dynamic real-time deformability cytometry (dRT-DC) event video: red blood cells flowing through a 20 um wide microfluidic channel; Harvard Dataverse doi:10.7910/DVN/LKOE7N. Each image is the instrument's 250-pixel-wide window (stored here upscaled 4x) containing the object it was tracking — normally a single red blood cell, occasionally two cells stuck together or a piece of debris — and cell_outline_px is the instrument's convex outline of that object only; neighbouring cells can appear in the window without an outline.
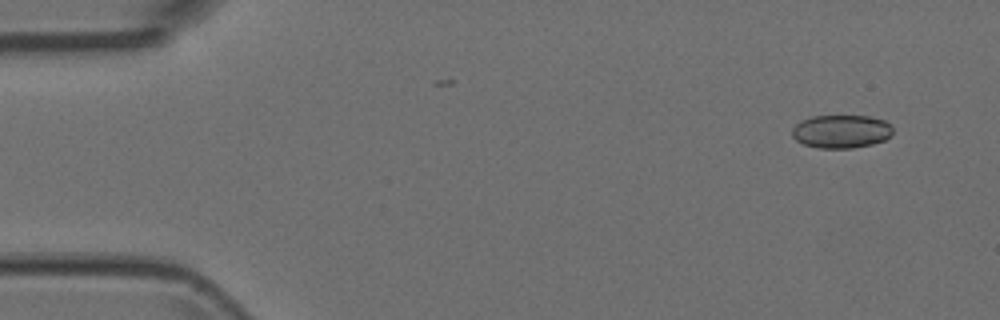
{"species": "Egyptian fruit bat (a non-hibernating species)", "species_latin": "Rousettus aegyptiacus", "temperature_condition": "room temperature", "stored_images_in_passage": 8, "camera_frame_rate_fps": 3000, "um_per_image_px": 0.085, "animal": {"sex": "female"}, "frame": {"image": 1, "passage_image": 2, "time_ms": 0.333, "image_size_px": [1000, 320], "cell_outline_px": [[892, 136], [884, 140], [872, 144], [852, 148], [820, 148], [804, 144], [796, 140], [792, 136], [792, 128], [800, 120], [812, 116], [868, 116], [884, 120], [892, 124]], "centroid_in_image_um": [71.51, 11.17], "position_along_channel_um": 13.5, "area_um2": 19.65}}
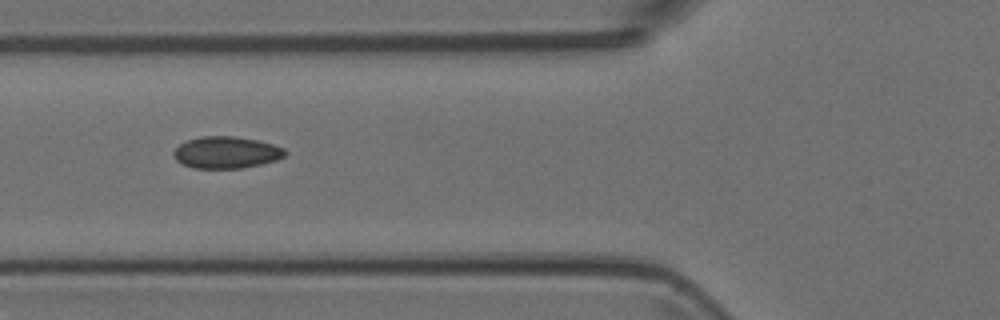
{"frame": {"image": 2, "passage_image": 6, "time_ms": 1.667, "image_size_px": [1000, 320], "cell_outline_px": [[288, 152], [284, 156], [276, 160], [260, 164], [240, 168], [192, 168], [180, 164], [172, 156], [172, 152], [180, 144], [188, 140], [200, 136], [232, 136], [256, 140], [272, 144], [284, 148]], "centroid_in_image_um": [19.19, 12.96], "position_along_channel_um": 106.6, "area_um2": 20.69}}
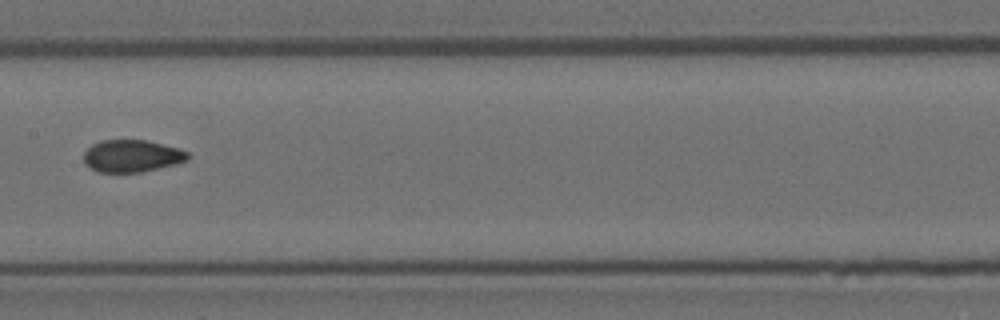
{"frame": {"image": 3, "passage_image": 8, "time_ms": 2.333, "image_size_px": [1000, 320], "cell_outline_px": [[188, 160], [176, 164], [140, 172], [96, 172], [84, 164], [84, 152], [92, 144], [100, 140], [148, 140], [176, 148], [188, 152]], "centroid_in_image_um": [11.17, 13.26], "position_along_channel_um": 196.2, "area_um2": 19.54}}